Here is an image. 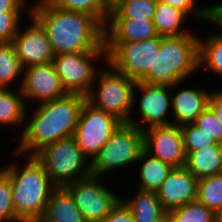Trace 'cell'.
Listing matches in <instances>:
<instances>
[{"label":"cell","mask_w":222,"mask_h":222,"mask_svg":"<svg viewBox=\"0 0 222 222\" xmlns=\"http://www.w3.org/2000/svg\"><path fill=\"white\" fill-rule=\"evenodd\" d=\"M36 3L26 9L45 30L55 55L106 49L104 26L91 15L56 8L48 0Z\"/></svg>","instance_id":"1"},{"label":"cell","mask_w":222,"mask_h":222,"mask_svg":"<svg viewBox=\"0 0 222 222\" xmlns=\"http://www.w3.org/2000/svg\"><path fill=\"white\" fill-rule=\"evenodd\" d=\"M85 100L84 95L68 93L61 98L38 103L30 116L26 112L20 143L13 152L15 157L35 155L46 145L73 136Z\"/></svg>","instance_id":"2"},{"label":"cell","mask_w":222,"mask_h":222,"mask_svg":"<svg viewBox=\"0 0 222 222\" xmlns=\"http://www.w3.org/2000/svg\"><path fill=\"white\" fill-rule=\"evenodd\" d=\"M24 165L17 161L1 167L9 176L16 216L22 222H39L56 186L35 155H25Z\"/></svg>","instance_id":"3"},{"label":"cell","mask_w":222,"mask_h":222,"mask_svg":"<svg viewBox=\"0 0 222 222\" xmlns=\"http://www.w3.org/2000/svg\"><path fill=\"white\" fill-rule=\"evenodd\" d=\"M199 37L192 31L188 35L162 37L156 51L153 69L139 80L145 83L173 88L188 80L199 68Z\"/></svg>","instance_id":"4"},{"label":"cell","mask_w":222,"mask_h":222,"mask_svg":"<svg viewBox=\"0 0 222 222\" xmlns=\"http://www.w3.org/2000/svg\"><path fill=\"white\" fill-rule=\"evenodd\" d=\"M99 69L95 83L86 100L95 108L116 116L122 122L132 121L133 92L136 81L115 70L109 63ZM110 68V69H109Z\"/></svg>","instance_id":"5"},{"label":"cell","mask_w":222,"mask_h":222,"mask_svg":"<svg viewBox=\"0 0 222 222\" xmlns=\"http://www.w3.org/2000/svg\"><path fill=\"white\" fill-rule=\"evenodd\" d=\"M144 150L143 131L131 123L122 122L112 136L90 159V175L103 176L110 171L138 163Z\"/></svg>","instance_id":"6"},{"label":"cell","mask_w":222,"mask_h":222,"mask_svg":"<svg viewBox=\"0 0 222 222\" xmlns=\"http://www.w3.org/2000/svg\"><path fill=\"white\" fill-rule=\"evenodd\" d=\"M56 187L90 175V164L73 136L48 144L35 154ZM86 165V166H85Z\"/></svg>","instance_id":"7"},{"label":"cell","mask_w":222,"mask_h":222,"mask_svg":"<svg viewBox=\"0 0 222 222\" xmlns=\"http://www.w3.org/2000/svg\"><path fill=\"white\" fill-rule=\"evenodd\" d=\"M160 43L161 36L158 35L142 41L105 42L107 63L128 78L139 81L153 69Z\"/></svg>","instance_id":"8"},{"label":"cell","mask_w":222,"mask_h":222,"mask_svg":"<svg viewBox=\"0 0 222 222\" xmlns=\"http://www.w3.org/2000/svg\"><path fill=\"white\" fill-rule=\"evenodd\" d=\"M100 59L103 63H107L106 49L58 54L55 55L52 63L68 93L87 96L95 86L94 81L99 72L93 62L100 61Z\"/></svg>","instance_id":"9"},{"label":"cell","mask_w":222,"mask_h":222,"mask_svg":"<svg viewBox=\"0 0 222 222\" xmlns=\"http://www.w3.org/2000/svg\"><path fill=\"white\" fill-rule=\"evenodd\" d=\"M121 123L116 116L95 108L85 100L73 137L81 152L90 161Z\"/></svg>","instance_id":"10"},{"label":"cell","mask_w":222,"mask_h":222,"mask_svg":"<svg viewBox=\"0 0 222 222\" xmlns=\"http://www.w3.org/2000/svg\"><path fill=\"white\" fill-rule=\"evenodd\" d=\"M100 182V176L89 175L65 186L86 222H100L122 198Z\"/></svg>","instance_id":"11"},{"label":"cell","mask_w":222,"mask_h":222,"mask_svg":"<svg viewBox=\"0 0 222 222\" xmlns=\"http://www.w3.org/2000/svg\"><path fill=\"white\" fill-rule=\"evenodd\" d=\"M181 82L176 83V85L171 87L156 85L152 83H145L141 81H136V85L133 92V107H136V102L139 100L138 105V118L141 120L140 123L136 121H129V123L136 126L141 131L154 126H163L172 124L170 121L171 116V92L180 85ZM173 89V91H171ZM137 91V92H135ZM141 93V96L136 95V93ZM136 95V96H135ZM139 98V99H136ZM170 112V113H169ZM170 114V116H169ZM168 119H167V118ZM144 124V125H142ZM146 126V127H144Z\"/></svg>","instance_id":"12"},{"label":"cell","mask_w":222,"mask_h":222,"mask_svg":"<svg viewBox=\"0 0 222 222\" xmlns=\"http://www.w3.org/2000/svg\"><path fill=\"white\" fill-rule=\"evenodd\" d=\"M144 150L151 156L174 168L183 167L186 154L180 126L169 124L154 126L143 131Z\"/></svg>","instance_id":"13"},{"label":"cell","mask_w":222,"mask_h":222,"mask_svg":"<svg viewBox=\"0 0 222 222\" xmlns=\"http://www.w3.org/2000/svg\"><path fill=\"white\" fill-rule=\"evenodd\" d=\"M18 85L25 102L32 99L41 104L68 94L52 62L24 68L22 82Z\"/></svg>","instance_id":"14"},{"label":"cell","mask_w":222,"mask_h":222,"mask_svg":"<svg viewBox=\"0 0 222 222\" xmlns=\"http://www.w3.org/2000/svg\"><path fill=\"white\" fill-rule=\"evenodd\" d=\"M29 16L32 21L30 26L22 28L23 30L19 27L13 39L17 57L23 68L51 63L55 57L45 30L33 16L28 14Z\"/></svg>","instance_id":"15"},{"label":"cell","mask_w":222,"mask_h":222,"mask_svg":"<svg viewBox=\"0 0 222 222\" xmlns=\"http://www.w3.org/2000/svg\"><path fill=\"white\" fill-rule=\"evenodd\" d=\"M197 187L198 179L183 166L173 168L156 193L163 208L169 212L195 201Z\"/></svg>","instance_id":"16"},{"label":"cell","mask_w":222,"mask_h":222,"mask_svg":"<svg viewBox=\"0 0 222 222\" xmlns=\"http://www.w3.org/2000/svg\"><path fill=\"white\" fill-rule=\"evenodd\" d=\"M171 95L173 124L182 126L194 123L198 116L208 107L211 92L198 87H186Z\"/></svg>","instance_id":"17"},{"label":"cell","mask_w":222,"mask_h":222,"mask_svg":"<svg viewBox=\"0 0 222 222\" xmlns=\"http://www.w3.org/2000/svg\"><path fill=\"white\" fill-rule=\"evenodd\" d=\"M105 42H128L157 36L153 21L143 19H108Z\"/></svg>","instance_id":"18"},{"label":"cell","mask_w":222,"mask_h":222,"mask_svg":"<svg viewBox=\"0 0 222 222\" xmlns=\"http://www.w3.org/2000/svg\"><path fill=\"white\" fill-rule=\"evenodd\" d=\"M39 222H86L65 187H56L50 195Z\"/></svg>","instance_id":"19"},{"label":"cell","mask_w":222,"mask_h":222,"mask_svg":"<svg viewBox=\"0 0 222 222\" xmlns=\"http://www.w3.org/2000/svg\"><path fill=\"white\" fill-rule=\"evenodd\" d=\"M184 167L198 180L222 173V144L203 147L186 155Z\"/></svg>","instance_id":"20"},{"label":"cell","mask_w":222,"mask_h":222,"mask_svg":"<svg viewBox=\"0 0 222 222\" xmlns=\"http://www.w3.org/2000/svg\"><path fill=\"white\" fill-rule=\"evenodd\" d=\"M138 190L156 192L174 168L143 150L139 156Z\"/></svg>","instance_id":"21"},{"label":"cell","mask_w":222,"mask_h":222,"mask_svg":"<svg viewBox=\"0 0 222 222\" xmlns=\"http://www.w3.org/2000/svg\"><path fill=\"white\" fill-rule=\"evenodd\" d=\"M187 17L188 16L180 9L161 1H157L153 18L157 35L170 37L190 34L192 32L191 30H187L186 27L185 31L182 28Z\"/></svg>","instance_id":"22"},{"label":"cell","mask_w":222,"mask_h":222,"mask_svg":"<svg viewBox=\"0 0 222 222\" xmlns=\"http://www.w3.org/2000/svg\"><path fill=\"white\" fill-rule=\"evenodd\" d=\"M121 200L131 210L135 222H156L167 212L161 205L156 192L137 189L135 196L121 198Z\"/></svg>","instance_id":"23"},{"label":"cell","mask_w":222,"mask_h":222,"mask_svg":"<svg viewBox=\"0 0 222 222\" xmlns=\"http://www.w3.org/2000/svg\"><path fill=\"white\" fill-rule=\"evenodd\" d=\"M9 89L10 88L4 89L0 93V125H12V127L22 126L24 128L27 112L24 96L20 88L17 91Z\"/></svg>","instance_id":"24"},{"label":"cell","mask_w":222,"mask_h":222,"mask_svg":"<svg viewBox=\"0 0 222 222\" xmlns=\"http://www.w3.org/2000/svg\"><path fill=\"white\" fill-rule=\"evenodd\" d=\"M204 39L199 38V68L205 67L222 79V31Z\"/></svg>","instance_id":"25"},{"label":"cell","mask_w":222,"mask_h":222,"mask_svg":"<svg viewBox=\"0 0 222 222\" xmlns=\"http://www.w3.org/2000/svg\"><path fill=\"white\" fill-rule=\"evenodd\" d=\"M158 0H120L110 9L108 19H143L153 21Z\"/></svg>","instance_id":"26"},{"label":"cell","mask_w":222,"mask_h":222,"mask_svg":"<svg viewBox=\"0 0 222 222\" xmlns=\"http://www.w3.org/2000/svg\"><path fill=\"white\" fill-rule=\"evenodd\" d=\"M23 70L13 42H0V83L8 89L18 79L22 82Z\"/></svg>","instance_id":"27"},{"label":"cell","mask_w":222,"mask_h":222,"mask_svg":"<svg viewBox=\"0 0 222 222\" xmlns=\"http://www.w3.org/2000/svg\"><path fill=\"white\" fill-rule=\"evenodd\" d=\"M196 200L215 214L222 208V173L198 180Z\"/></svg>","instance_id":"28"},{"label":"cell","mask_w":222,"mask_h":222,"mask_svg":"<svg viewBox=\"0 0 222 222\" xmlns=\"http://www.w3.org/2000/svg\"><path fill=\"white\" fill-rule=\"evenodd\" d=\"M56 8L78 11L91 15L104 27L109 18L110 9L103 0H48Z\"/></svg>","instance_id":"29"},{"label":"cell","mask_w":222,"mask_h":222,"mask_svg":"<svg viewBox=\"0 0 222 222\" xmlns=\"http://www.w3.org/2000/svg\"><path fill=\"white\" fill-rule=\"evenodd\" d=\"M169 212L173 222H216V214L197 200Z\"/></svg>","instance_id":"30"},{"label":"cell","mask_w":222,"mask_h":222,"mask_svg":"<svg viewBox=\"0 0 222 222\" xmlns=\"http://www.w3.org/2000/svg\"><path fill=\"white\" fill-rule=\"evenodd\" d=\"M185 154L217 144L216 140L194 123L180 126Z\"/></svg>","instance_id":"31"},{"label":"cell","mask_w":222,"mask_h":222,"mask_svg":"<svg viewBox=\"0 0 222 222\" xmlns=\"http://www.w3.org/2000/svg\"><path fill=\"white\" fill-rule=\"evenodd\" d=\"M9 176L0 168V222H22L15 214Z\"/></svg>","instance_id":"32"},{"label":"cell","mask_w":222,"mask_h":222,"mask_svg":"<svg viewBox=\"0 0 222 222\" xmlns=\"http://www.w3.org/2000/svg\"><path fill=\"white\" fill-rule=\"evenodd\" d=\"M163 3H166L172 7L180 9L183 11L187 16H193L194 20L197 18L201 22L205 21L206 23L210 22V7H197V0H158Z\"/></svg>","instance_id":"33"},{"label":"cell","mask_w":222,"mask_h":222,"mask_svg":"<svg viewBox=\"0 0 222 222\" xmlns=\"http://www.w3.org/2000/svg\"><path fill=\"white\" fill-rule=\"evenodd\" d=\"M194 124L211 135L217 143L222 144V126L208 107L198 116Z\"/></svg>","instance_id":"34"},{"label":"cell","mask_w":222,"mask_h":222,"mask_svg":"<svg viewBox=\"0 0 222 222\" xmlns=\"http://www.w3.org/2000/svg\"><path fill=\"white\" fill-rule=\"evenodd\" d=\"M22 13H0V42H13L20 27Z\"/></svg>","instance_id":"35"},{"label":"cell","mask_w":222,"mask_h":222,"mask_svg":"<svg viewBox=\"0 0 222 222\" xmlns=\"http://www.w3.org/2000/svg\"><path fill=\"white\" fill-rule=\"evenodd\" d=\"M100 222H135L131 210L120 200L111 212Z\"/></svg>","instance_id":"36"},{"label":"cell","mask_w":222,"mask_h":222,"mask_svg":"<svg viewBox=\"0 0 222 222\" xmlns=\"http://www.w3.org/2000/svg\"><path fill=\"white\" fill-rule=\"evenodd\" d=\"M208 108L213 112L222 126V90L211 91Z\"/></svg>","instance_id":"37"},{"label":"cell","mask_w":222,"mask_h":222,"mask_svg":"<svg viewBox=\"0 0 222 222\" xmlns=\"http://www.w3.org/2000/svg\"><path fill=\"white\" fill-rule=\"evenodd\" d=\"M26 7V0H0V13H21Z\"/></svg>","instance_id":"38"},{"label":"cell","mask_w":222,"mask_h":222,"mask_svg":"<svg viewBox=\"0 0 222 222\" xmlns=\"http://www.w3.org/2000/svg\"><path fill=\"white\" fill-rule=\"evenodd\" d=\"M222 29V3L210 6V22ZM222 31V30H221Z\"/></svg>","instance_id":"39"},{"label":"cell","mask_w":222,"mask_h":222,"mask_svg":"<svg viewBox=\"0 0 222 222\" xmlns=\"http://www.w3.org/2000/svg\"><path fill=\"white\" fill-rule=\"evenodd\" d=\"M156 222H173L170 212H165Z\"/></svg>","instance_id":"40"},{"label":"cell","mask_w":222,"mask_h":222,"mask_svg":"<svg viewBox=\"0 0 222 222\" xmlns=\"http://www.w3.org/2000/svg\"><path fill=\"white\" fill-rule=\"evenodd\" d=\"M120 0H103V2L106 4V6L111 9L114 7Z\"/></svg>","instance_id":"41"},{"label":"cell","mask_w":222,"mask_h":222,"mask_svg":"<svg viewBox=\"0 0 222 222\" xmlns=\"http://www.w3.org/2000/svg\"><path fill=\"white\" fill-rule=\"evenodd\" d=\"M216 222H222V208L216 213Z\"/></svg>","instance_id":"42"},{"label":"cell","mask_w":222,"mask_h":222,"mask_svg":"<svg viewBox=\"0 0 222 222\" xmlns=\"http://www.w3.org/2000/svg\"><path fill=\"white\" fill-rule=\"evenodd\" d=\"M4 89H6V88L0 83V93H1Z\"/></svg>","instance_id":"43"}]
</instances>
